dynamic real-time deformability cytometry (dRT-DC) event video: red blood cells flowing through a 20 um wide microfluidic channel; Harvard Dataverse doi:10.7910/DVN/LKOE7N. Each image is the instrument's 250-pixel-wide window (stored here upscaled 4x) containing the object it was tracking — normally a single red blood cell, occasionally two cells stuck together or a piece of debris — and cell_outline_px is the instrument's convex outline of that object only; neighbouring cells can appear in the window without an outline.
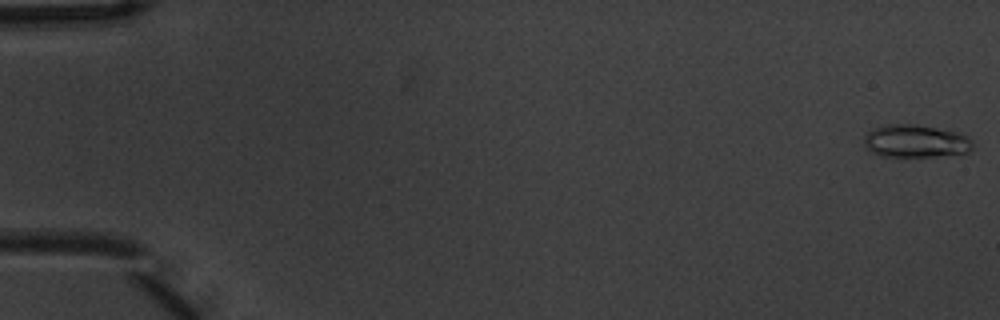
{"species": "common noctule bat (a hibernating species)", "species_latin": "Nyctalus noctula", "temperature_condition": "warm", "stored_images_in_passage": 5, "camera_frame_rate_fps": 3000, "um_per_image_px": 0.085, "animal": {"sex": "male", "body_mass_g": 20.1, "forearm_length_mm": 53.5}, "frame": {"image": 1, "passage_image": 1, "time_ms": 0.0, "image_size_px": [1000, 320], "cell_outline_px": [[972, 148], [968, 152], [936, 156], [884, 156], [872, 152], [864, 144], [864, 136], [872, 128], [888, 124], [916, 124], [956, 132], [968, 136], [972, 140]], "centroid_in_image_um": [77.82, 11.98], "position_along_channel_um": 7.2, "area_um2": 20.58}}